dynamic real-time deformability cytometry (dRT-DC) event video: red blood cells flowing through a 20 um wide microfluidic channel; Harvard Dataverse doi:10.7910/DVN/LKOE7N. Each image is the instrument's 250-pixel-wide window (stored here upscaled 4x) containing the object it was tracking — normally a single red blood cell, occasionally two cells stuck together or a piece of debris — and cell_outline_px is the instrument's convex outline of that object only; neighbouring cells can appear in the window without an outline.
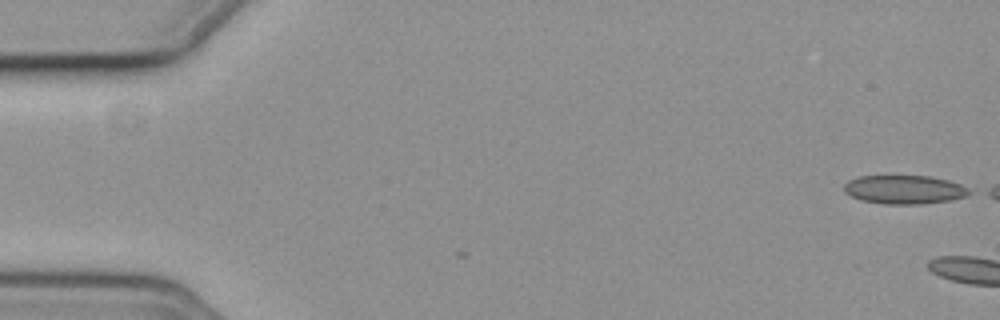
{"species": "common noctule bat (a hibernating species)", "species_latin": "Nyctalus noctula", "temperature_condition": "cold", "stored_images_in_passage": 2, "camera_frame_rate_fps": 3000, "um_per_image_px": 0.085, "animal": {"sex": "female", "body_mass_g": 19.3, "forearm_length_mm": 54.1}, "frame": {"image": 1, "passage_image": 2, "time_ms": 0.333, "image_size_px": [1000, 320], "cell_outline_px": [[972, 192], [964, 196], [948, 200], [920, 204], [884, 204], [860, 200], [844, 192], [844, 184], [848, 180], [856, 176], [928, 176], [948, 180], [960, 184], [968, 188]], "centroid_in_image_um": [76.82, 16.11], "position_along_channel_um": 8.2, "area_um2": 20.87}}